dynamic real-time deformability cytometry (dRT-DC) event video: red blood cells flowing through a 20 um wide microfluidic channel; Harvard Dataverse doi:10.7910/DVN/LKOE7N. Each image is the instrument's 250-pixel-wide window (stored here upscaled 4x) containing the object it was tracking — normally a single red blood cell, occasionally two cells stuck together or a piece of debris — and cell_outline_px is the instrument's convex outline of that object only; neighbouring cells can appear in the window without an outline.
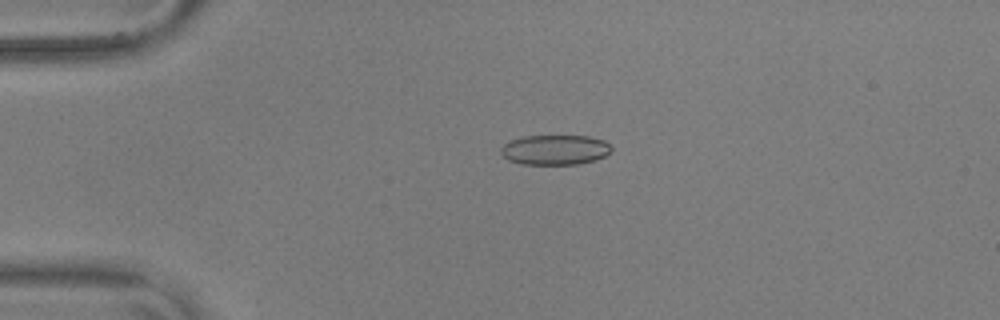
{"species": "common noctule bat (a hibernating species)", "species_latin": "Nyctalus noctula", "temperature_condition": "warm", "stored_images_in_passage": 56, "camera_frame_rate_fps": 3000, "um_per_image_px": 0.085, "animal": {"sex": "male", "body_mass_g": 17.9, "forearm_length_mm": 54.2}, "frame": {"image": 1, "passage_image": 13, "time_ms": 4.0, "image_size_px": [1000, 320], "cell_outline_px": [[612, 148], [604, 156], [592, 160], [576, 164], [520, 164], [508, 160], [500, 152], [500, 148], [504, 144], [512, 140], [524, 136], [588, 136], [604, 140]], "centroid_in_image_um": [47.13, 12.73], "position_along_channel_um": 37.9, "area_um2": 19.07}}
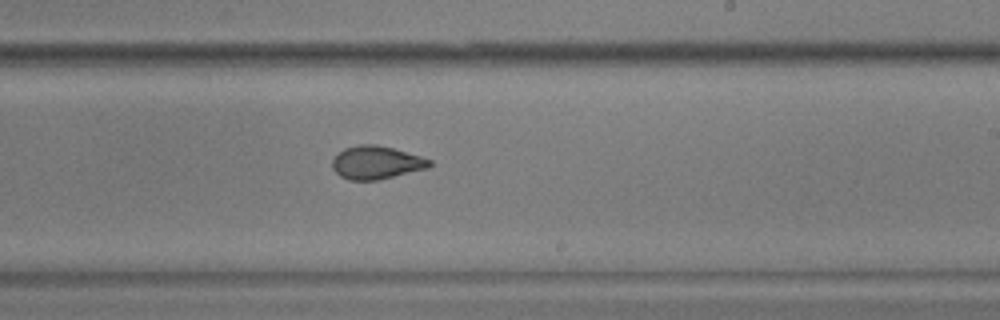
{"frame": {"image": 2, "passage_image": 34, "time_ms": 11.0, "image_size_px": [1000, 320], "cell_outline_px": [[432, 164], [428, 168], [380, 180], [348, 180], [340, 176], [332, 168], [332, 160], [344, 148], [360, 144], [376, 144], [392, 148], [420, 156], [432, 160]], "centroid_in_image_um": [31.99, 13.82], "position_along_channel_um": 257.0, "area_um2": 18.79}}
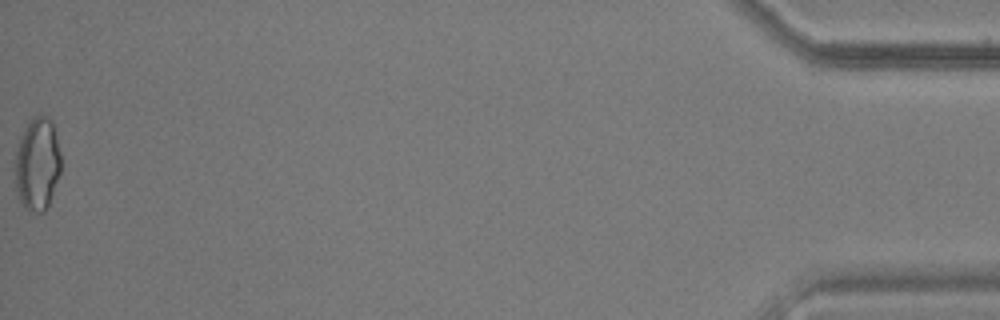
{"frame": {"image": 3, "passage_image": 56, "time_ms": 18.333, "image_size_px": [1000, 320], "cell_outline_px": [[60, 172], [48, 204], [44, 212], [28, 212], [24, 208], [16, 192], [16, 152], [20, 140], [28, 124], [36, 116], [44, 116], [52, 120], [56, 136], [60, 156]], "centroid_in_image_um": [3.18, 13.99], "position_along_channel_um": 432.0, "area_um2": 24.22}, "authors_computed_cell_mechanics": {"area_um2": 19.5364, "velocity_mm_per_s": 3.6425, "shape_relaxation_time_tau1_ms": 5.2149, "shape_relaxation_time_tau2_ms": 0.9185, "deformation_change_tau1": 0.1346, "deformation_change_tau2": 0.0469}}